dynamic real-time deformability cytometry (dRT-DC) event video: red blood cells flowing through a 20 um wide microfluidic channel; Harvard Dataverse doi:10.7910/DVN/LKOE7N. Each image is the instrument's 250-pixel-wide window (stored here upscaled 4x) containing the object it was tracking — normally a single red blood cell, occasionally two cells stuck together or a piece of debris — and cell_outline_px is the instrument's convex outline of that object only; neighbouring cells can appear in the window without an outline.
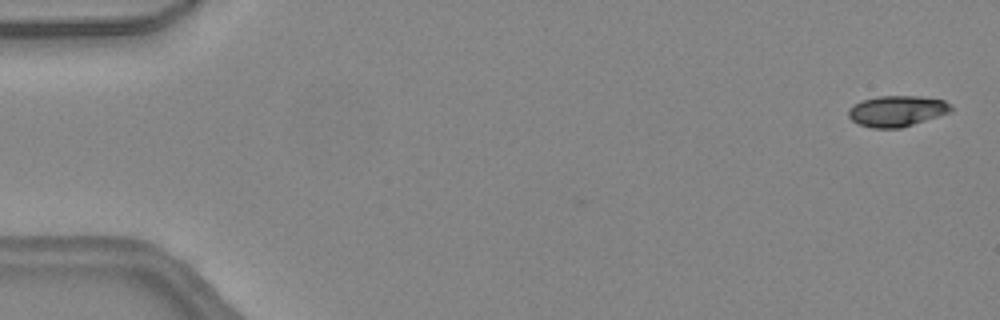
{"species": "common noctule bat (a hibernating species)", "species_latin": "Nyctalus noctula", "temperature_condition": "warm", "stored_images_in_passage": 40, "camera_frame_rate_fps": 3000, "um_per_image_px": 0.085, "animal": {"sex": "female", "body_mass_g": 24.6, "forearm_length_mm": 56.2}, "frame": {"image": 1, "passage_image": 2, "time_ms": 0.333, "image_size_px": [1000, 320], "cell_outline_px": [[952, 112], [900, 128], [872, 128], [856, 124], [848, 116], [848, 108], [852, 104], [860, 100], [876, 96], [920, 96], [944, 100], [952, 108]], "centroid_in_image_um": [76.18, 9.43], "position_along_channel_um": 8.8, "area_um2": 18.67}}
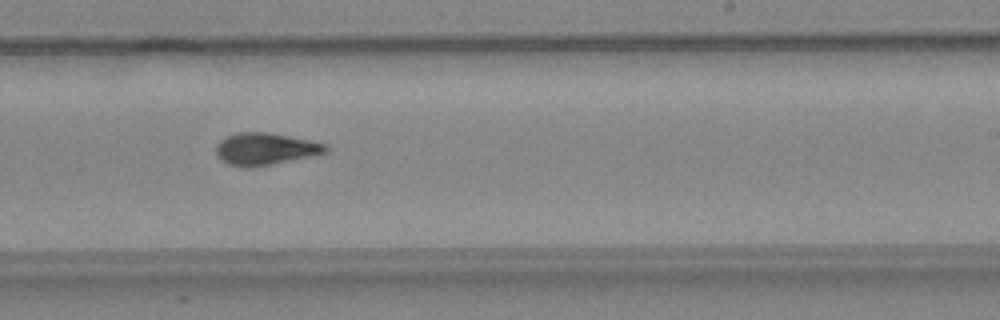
{"frame": {"image": 2, "passage_image": 29, "time_ms": 9.333, "image_size_px": [1000, 320], "cell_outline_px": [[328, 152], [272, 164], [252, 168], [248, 168], [228, 164], [220, 160], [216, 156], [216, 144], [220, 140], [236, 132], [268, 132], [328, 144]], "centroid_in_image_um": [22.51, 12.66], "position_along_channel_um": 266.5, "area_um2": 20.52}}
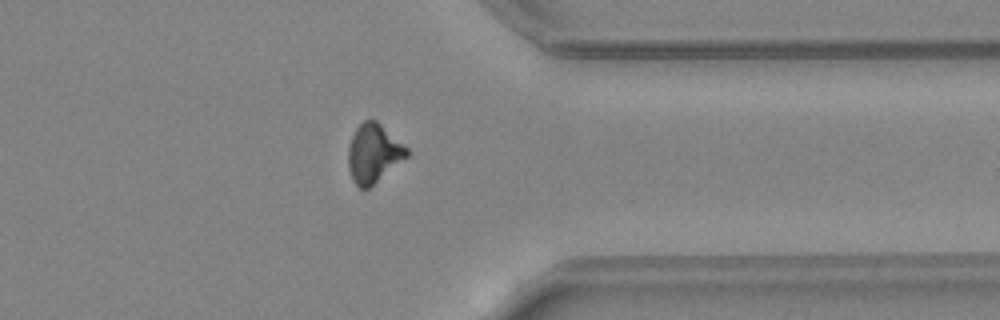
{"frame": {"image": 3, "passage_image": 37, "time_ms": 12.0, "image_size_px": [1000, 320], "cell_outline_px": [[408, 156], [368, 188], [360, 188], [352, 180], [348, 168], [348, 148], [352, 136], [356, 128], [364, 120], [376, 120], [408, 148]], "centroid_in_image_um": [31.73, 13.03], "position_along_channel_um": 379.7, "area_um2": 19.77}, "authors_computed_cell_mechanics": {"area_um2": 19.941, "velocity_mm_per_s": 4.5147, "shape_relaxation_time_tau1_ms": 5.2533, "shape_relaxation_time_tau2_ms": 2.7088, "deformation_change_tau1": 0.1712, "deformation_change_tau2": 0.0877}}